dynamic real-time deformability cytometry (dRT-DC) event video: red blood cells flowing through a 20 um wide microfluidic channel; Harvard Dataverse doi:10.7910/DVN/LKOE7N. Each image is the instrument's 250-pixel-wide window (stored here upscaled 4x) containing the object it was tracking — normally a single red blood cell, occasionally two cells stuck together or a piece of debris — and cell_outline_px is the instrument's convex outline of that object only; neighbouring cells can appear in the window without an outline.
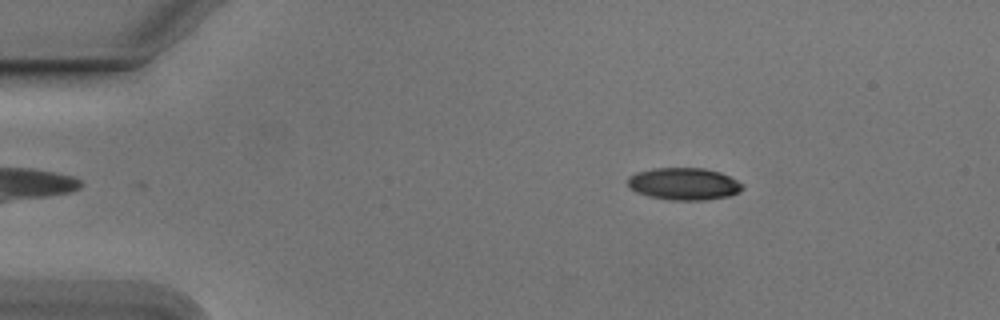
{"species": "Egyptian fruit bat (a non-hibernating species)", "species_latin": "Rousettus aegyptiacus", "temperature_condition": "cold", "stored_images_in_passage": 47, "camera_frame_rate_fps": 3000, "um_per_image_px": 0.085, "animal": {"sex": "male"}, "frame": {"image": 1, "passage_image": 2, "time_ms": 0.333, "image_size_px": [1000, 320], "cell_outline_px": [[744, 188], [740, 192], [728, 196], [704, 200], [668, 200], [648, 196], [636, 192], [628, 184], [628, 176], [636, 172], [652, 168], [704, 168], [720, 172], [744, 184]], "centroid_in_image_um": [58.13, 15.63], "position_along_channel_um": 26.9, "area_um2": 21.62}}
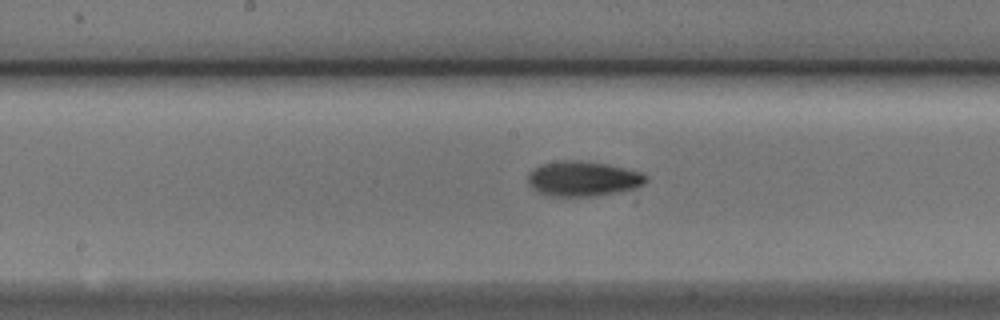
{"frame": {"image": 2, "passage_image": 21, "time_ms": 6.667, "image_size_px": [1000, 320], "cell_outline_px": [[648, 180], [644, 184], [636, 188], [620, 192], [596, 196], [544, 196], [532, 188], [528, 184], [528, 172], [544, 164], [564, 160], [568, 160], [604, 164], [624, 168], [640, 172], [648, 176]], "centroid_in_image_um": [49.56, 15.22], "position_along_channel_um": 198.6, "area_um2": 23.99}}
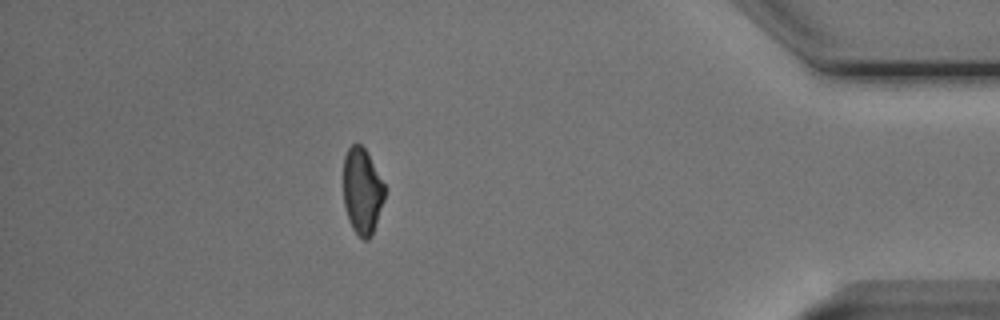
{"frame": {"image": 3, "passage_image": 41, "time_ms": 13.333, "image_size_px": [1000, 320], "cell_outline_px": [[388, 188], [372, 236], [368, 240], [364, 240], [352, 228], [348, 220], [344, 204], [344, 156], [348, 148], [352, 144], [360, 144], [364, 148]], "centroid_in_image_um": [30.81, 16.25], "position_along_channel_um": 404.4, "area_um2": 20.92}, "authors_computed_cell_mechanics": {"area_um2": 22.1374, "velocity_mm_per_s": 3.7694, "shape_relaxation_time_tau1_ms": 4.575, "shape_relaxation_time_tau2_ms": null, "deformation_change_tau1": 0.138, "deformation_change_tau2": null}}